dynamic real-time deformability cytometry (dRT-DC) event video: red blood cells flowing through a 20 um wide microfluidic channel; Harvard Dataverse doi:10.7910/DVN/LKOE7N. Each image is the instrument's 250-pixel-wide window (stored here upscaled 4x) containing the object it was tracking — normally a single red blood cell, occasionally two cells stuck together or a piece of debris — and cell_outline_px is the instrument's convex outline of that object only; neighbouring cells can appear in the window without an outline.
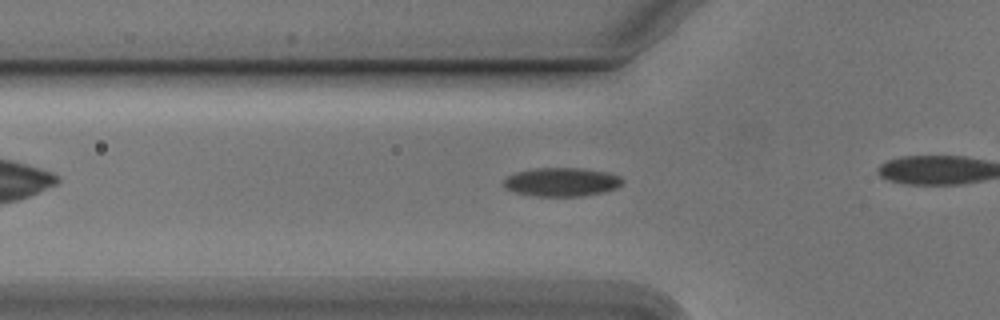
{"species": "Egyptian fruit bat (a non-hibernating species)", "species_latin": "Rousettus aegyptiacus", "temperature_condition": "cold", "stored_images_in_passage": 34, "camera_frame_rate_fps": 3000, "um_per_image_px": 0.085, "animal": {"sex": "male"}, "frame": {"image": 1, "passage_image": 9, "time_ms": 2.667, "image_size_px": [1000, 320], "cell_outline_px": [[624, 180], [616, 188], [604, 192], [580, 196], [532, 196], [512, 192], [504, 188], [504, 180], [508, 176], [516, 172], [536, 168], [584, 168], [608, 172], [620, 176]], "centroid_in_image_um": [47.73, 15.47], "position_along_channel_um": 78.1, "area_um2": 20.0}}
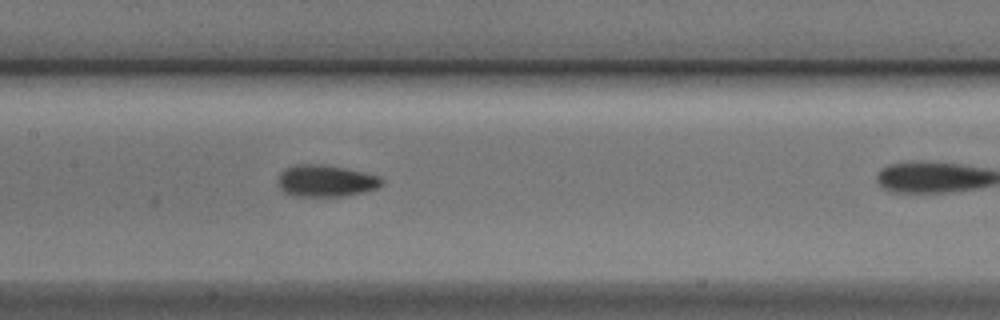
{"frame": {"image": 2, "passage_image": 17, "time_ms": 5.333, "image_size_px": [1000, 320], "cell_outline_px": [[384, 184], [376, 188], [364, 192], [344, 196], [292, 196], [284, 192], [280, 188], [276, 180], [280, 172], [296, 164], [320, 164], [344, 168], [380, 176], [384, 180]], "centroid_in_image_um": [27.68, 15.38], "position_along_channel_um": 179.7, "area_um2": 19.31}}
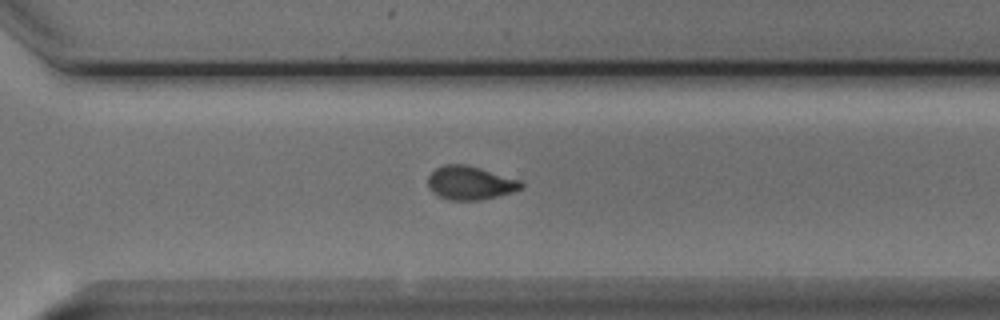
{"frame": {"image": 3, "passage_image": 29, "time_ms": 9.333, "image_size_px": [1000, 320], "cell_outline_px": [[524, 184], [520, 188], [512, 192], [480, 200], [448, 200], [436, 196], [428, 188], [428, 176], [436, 168], [444, 164], [468, 164], [520, 180]], "centroid_in_image_um": [39.91, 15.54], "position_along_channel_um": 330.7, "area_um2": 18.32}}